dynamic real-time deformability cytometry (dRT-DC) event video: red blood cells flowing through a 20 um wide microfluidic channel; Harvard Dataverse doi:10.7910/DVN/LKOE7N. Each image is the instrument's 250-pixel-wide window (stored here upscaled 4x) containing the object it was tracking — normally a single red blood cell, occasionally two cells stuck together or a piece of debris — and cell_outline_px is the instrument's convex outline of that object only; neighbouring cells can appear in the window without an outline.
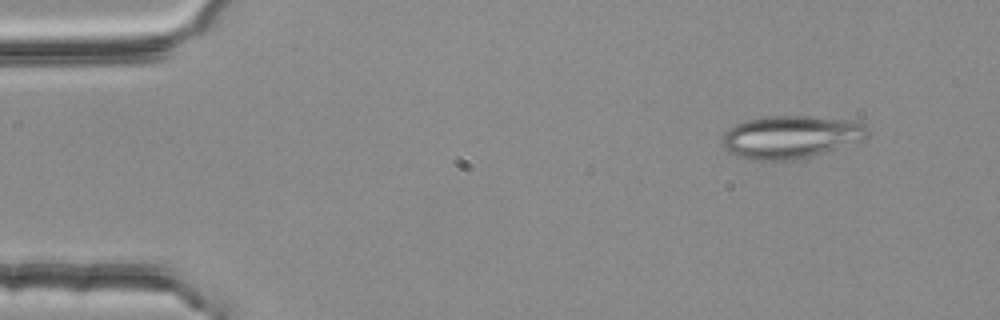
{"species": "common noctule bat (a hibernating species)", "species_latin": "Nyctalus noctula", "temperature_condition": "room temperature", "stored_images_in_passage": 5, "camera_frame_rate_fps": 3000, "um_per_image_px": 0.085, "animal": {"sex": "female", "body_mass_g": 25.1}, "frame": {"image": 1, "passage_image": 2, "time_ms": 0.333, "image_size_px": [1000, 320], "cell_outline_px": [[872, 132], [864, 140], [812, 156], [788, 160], [748, 160], [736, 156], [728, 152], [724, 148], [724, 132], [736, 124], [748, 120], [768, 116], [808, 116], [848, 120], [864, 124]], "centroid_in_image_um": [67.24, 11.65], "position_along_channel_um": 17.8, "area_um2": 36.18}}